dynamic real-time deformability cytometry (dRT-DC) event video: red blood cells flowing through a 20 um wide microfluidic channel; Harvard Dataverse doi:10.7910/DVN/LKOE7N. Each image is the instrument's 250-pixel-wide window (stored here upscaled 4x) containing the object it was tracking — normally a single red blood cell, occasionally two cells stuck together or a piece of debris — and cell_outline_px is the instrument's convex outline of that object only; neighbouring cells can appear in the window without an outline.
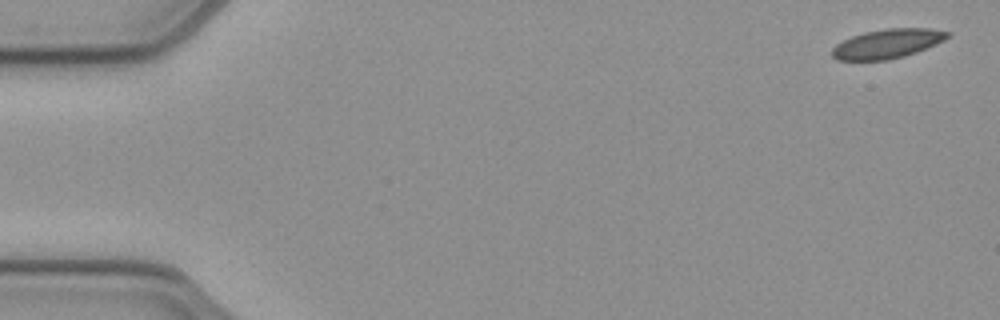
{"species": "common noctule bat (a hibernating species)", "species_latin": "Nyctalus noctula", "temperature_condition": "cold", "stored_images_in_passage": 9, "camera_frame_rate_fps": 3000, "um_per_image_px": 0.085, "animal": {"sex": "female", "body_mass_g": 21.9}, "frame": {"image": 1, "passage_image": 1, "time_ms": 0.0, "image_size_px": [1000, 320], "cell_outline_px": [[952, 36], [936, 44], [916, 52], [904, 56], [888, 60], [836, 60], [832, 56], [832, 48], [836, 44], [852, 36], [864, 32], [888, 28], [932, 28], [952, 32]], "centroid_in_image_um": [75.47, 3.7], "position_along_channel_um": 9.5, "area_um2": 19.83}}